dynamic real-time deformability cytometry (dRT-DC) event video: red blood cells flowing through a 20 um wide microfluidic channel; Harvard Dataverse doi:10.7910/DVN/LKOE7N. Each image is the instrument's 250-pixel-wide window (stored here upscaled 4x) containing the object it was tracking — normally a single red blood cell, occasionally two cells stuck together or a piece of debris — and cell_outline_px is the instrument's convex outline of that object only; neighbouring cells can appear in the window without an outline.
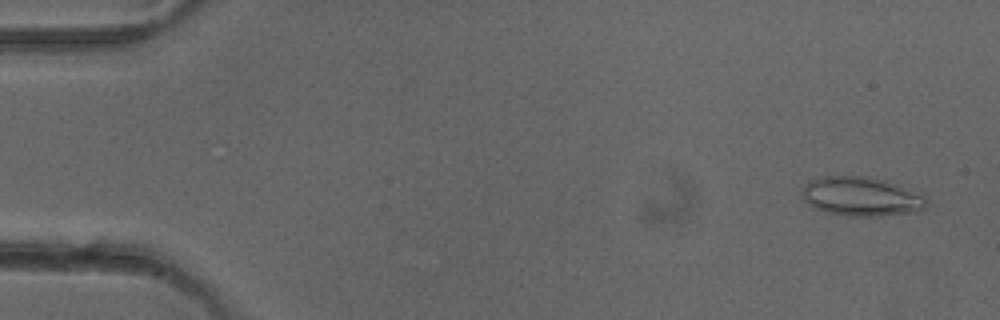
{"species": "common noctule bat (a hibernating species)", "species_latin": "Nyctalus noctula", "temperature_condition": "cold", "stored_images_in_passage": 6, "camera_frame_rate_fps": 3000, "um_per_image_px": 0.085, "animal": {"sex": "female"}, "frame": {"image": 1, "passage_image": 1, "time_ms": 0.0, "image_size_px": [1000, 320], "cell_outline_px": [[928, 204], [924, 208], [916, 212], [880, 216], [848, 216], [828, 212], [816, 208], [808, 204], [800, 196], [804, 184], [808, 180], [820, 176], [868, 176], [884, 180], [896, 184], [924, 196], [928, 200]], "centroid_in_image_um": [73.17, 16.7], "position_along_channel_um": 11.8, "area_um2": 28.55}}
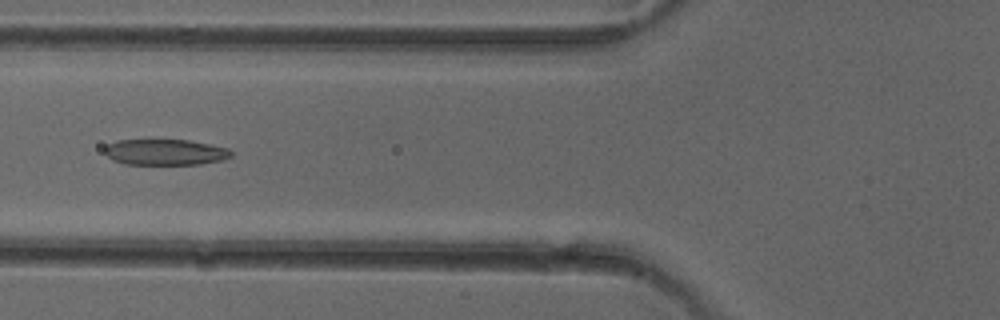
{"frame": {"image": 2, "passage_image": 6, "time_ms": 5.667, "image_size_px": [1000, 320], "cell_outline_px": [[232, 156], [220, 160], [200, 164], [124, 164], [112, 160], [104, 152], [104, 148], [108, 144], [116, 140], [188, 140], [228, 148], [232, 152]], "centroid_in_image_um": [14.01, 12.93], "position_along_channel_um": 111.8, "area_um2": 19.02}}